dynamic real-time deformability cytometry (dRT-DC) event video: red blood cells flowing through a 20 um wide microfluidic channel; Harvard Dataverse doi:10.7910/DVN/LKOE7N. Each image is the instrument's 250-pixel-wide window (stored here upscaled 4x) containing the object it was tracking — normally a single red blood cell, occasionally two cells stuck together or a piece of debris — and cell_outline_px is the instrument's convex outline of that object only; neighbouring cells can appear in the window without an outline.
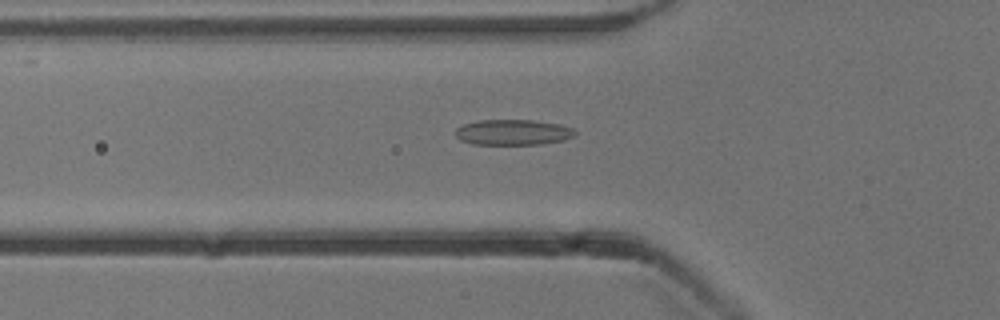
{"species": "common noctule bat (a hibernating species)", "species_latin": "Nyctalus noctula", "temperature_condition": "cold", "stored_images_in_passage": 54, "camera_frame_rate_fps": 3000, "um_per_image_px": 0.085, "animal": {"sex": "male", "body_mass_g": 13.3}, "frame": {"image": 1, "passage_image": 19, "time_ms": 6.0, "image_size_px": [1000, 320], "cell_outline_px": [[576, 132], [572, 136], [564, 140], [540, 144], [472, 144], [460, 140], [456, 136], [456, 128], [464, 124], [480, 120], [532, 120], [560, 124], [572, 128]], "centroid_in_image_um": [43.59, 11.24], "position_along_channel_um": 82.2, "area_um2": 17.69}}
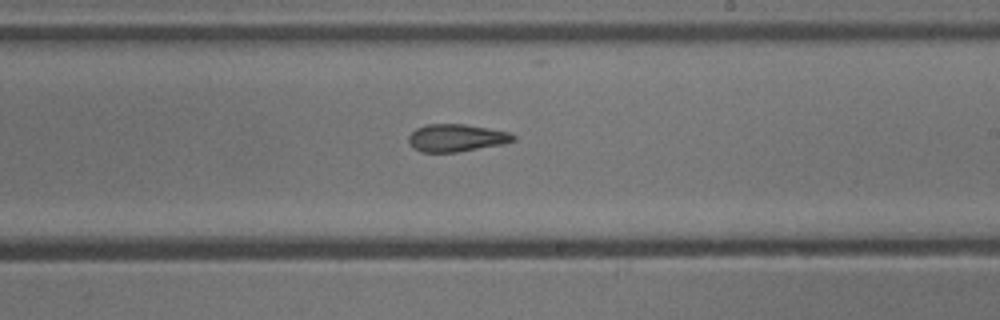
{"frame": {"image": 2, "passage_image": 32, "time_ms": 10.333, "image_size_px": [1000, 320], "cell_outline_px": [[516, 140], [504, 144], [456, 152], [420, 152], [408, 140], [408, 136], [416, 128], [424, 124], [464, 124], [512, 132], [516, 136]], "centroid_in_image_um": [38.84, 11.71], "position_along_channel_um": 250.2, "area_um2": 16.82}}
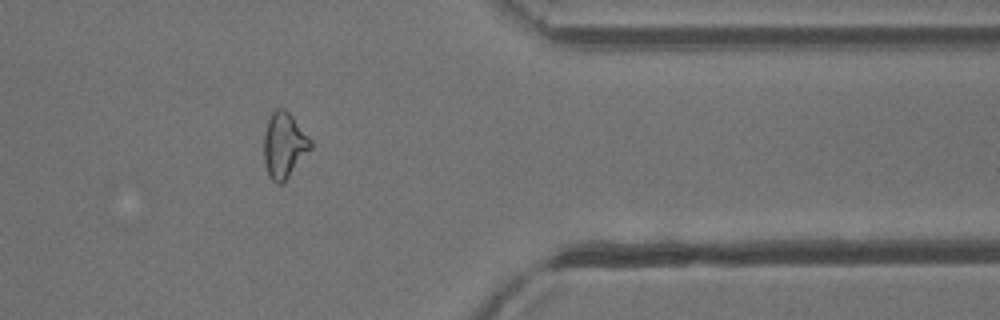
{"frame": {"image": 3, "passage_image": 44, "time_ms": 14.333, "image_size_px": [1000, 320], "cell_outline_px": [[312, 148], [284, 184], [276, 184], [272, 180], [264, 164], [264, 132], [268, 120], [272, 112], [276, 108], [284, 108], [292, 116], [312, 140]], "centroid_in_image_um": [24.16, 12.37], "position_along_channel_um": 387.2, "area_um2": 18.03}, "authors_computed_cell_mechanics": {"area_um2": 17.7157, "velocity_mm_per_s": 3.8452, "shape_relaxation_time_tau1_ms": 9.0023, "shape_relaxation_time_tau2_ms": 3.523, "deformation_change_tau1": 0.1832, "deformation_change_tau2": 0.1215}}